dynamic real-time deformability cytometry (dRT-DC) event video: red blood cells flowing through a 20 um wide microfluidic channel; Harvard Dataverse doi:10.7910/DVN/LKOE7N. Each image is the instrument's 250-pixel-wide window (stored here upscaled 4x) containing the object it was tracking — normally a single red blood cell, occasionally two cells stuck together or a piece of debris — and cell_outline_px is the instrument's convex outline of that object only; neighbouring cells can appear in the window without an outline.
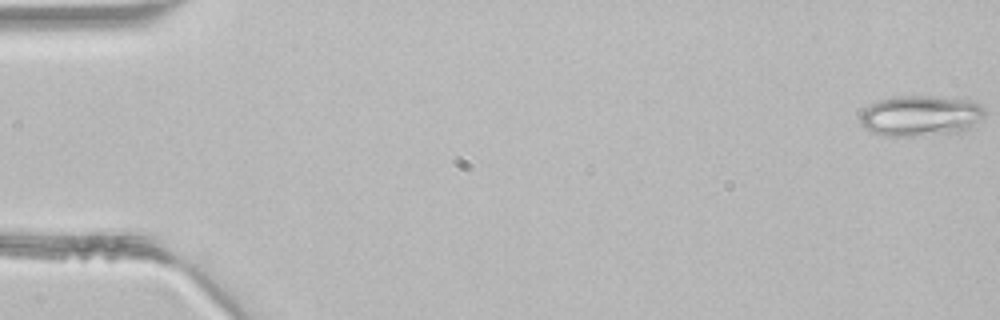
{"species": "common noctule bat (a hibernating species)", "species_latin": "Nyctalus noctula", "temperature_condition": "room temperature", "stored_images_in_passage": 4, "camera_frame_rate_fps": 3000, "um_per_image_px": 0.085, "animal": {"sex": "male", "body_mass_g": 21.5, "forearm_length_mm": 52.0}, "frame": {"image": 1, "passage_image": 1, "time_ms": 0.0, "image_size_px": [1000, 320], "cell_outline_px": [[984, 116], [972, 128], [964, 132], [912, 136], [880, 136], [868, 132], [860, 124], [860, 112], [864, 108], [880, 100], [892, 96], [932, 96], [968, 100], [980, 104], [984, 108]], "centroid_in_image_um": [78.22, 9.86], "position_along_channel_um": 6.8, "area_um2": 30.06}}